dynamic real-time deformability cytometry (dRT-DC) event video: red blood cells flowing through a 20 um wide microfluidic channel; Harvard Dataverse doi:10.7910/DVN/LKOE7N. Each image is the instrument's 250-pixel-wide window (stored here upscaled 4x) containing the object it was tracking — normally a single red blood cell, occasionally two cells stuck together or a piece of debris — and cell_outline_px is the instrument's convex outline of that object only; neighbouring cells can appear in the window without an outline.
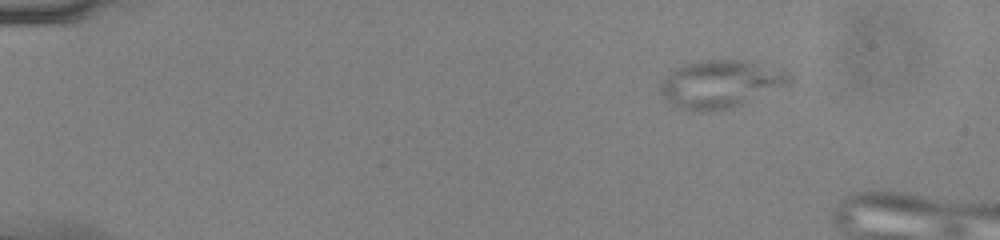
{"species": "common noctule bat (a hibernating species)", "species_latin": "Nyctalus noctula", "temperature_condition": "cold", "stored_images_in_passage": 42, "camera_frame_rate_fps": 3000, "um_per_image_px": 0.085, "animal": {"sex": "male", "body_mass_g": 13.0, "forearm_length_mm": 53.1}, "frame": {"image": 1, "passage_image": 1, "time_ms": 0.0, "image_size_px": [1000, 240], "cell_outline_px": [[792, 84], [744, 104], [732, 108], [700, 112], [684, 108], [672, 104], [664, 100], [660, 92], [660, 84], [676, 68], [684, 64], [704, 60], [740, 60], [784, 68], [792, 76]], "centroid_in_image_um": [61.33, 7.14], "position_along_channel_um": 23.7, "area_um2": 36.13}}
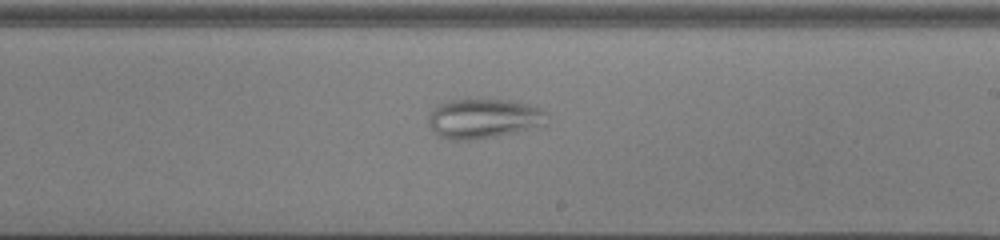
{"frame": {"image": 2, "passage_image": 26, "time_ms": 8.333, "image_size_px": [1000, 240], "cell_outline_px": [[548, 124], [516, 132], [496, 136], [472, 140], [448, 140], [436, 136], [428, 124], [428, 116], [440, 104], [448, 100], [464, 96], [504, 100], [524, 104], [540, 108], [548, 112]], "centroid_in_image_um": [41.07, 10.06], "position_along_channel_um": 247.9, "area_um2": 28.21}}
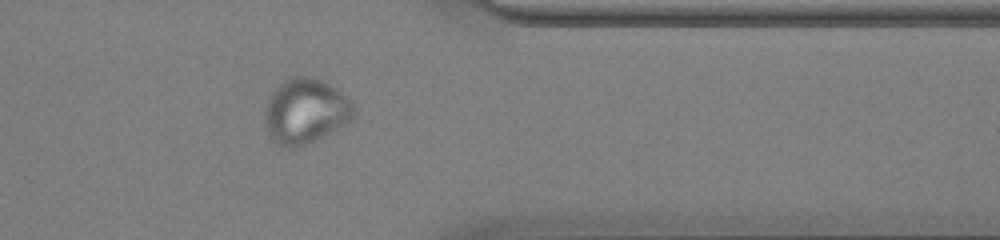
{"frame": {"image": 3, "passage_image": 37, "time_ms": 12.0, "image_size_px": [1000, 240], "cell_outline_px": [[356, 108], [352, 116], [344, 124], [308, 144], [296, 148], [288, 148], [280, 144], [268, 132], [268, 100], [272, 92], [284, 80], [292, 76], [308, 76], [320, 80], [336, 88], [352, 100]], "centroid_in_image_um": [26.02, 9.42], "position_along_channel_um": 385.4, "area_um2": 32.77}}